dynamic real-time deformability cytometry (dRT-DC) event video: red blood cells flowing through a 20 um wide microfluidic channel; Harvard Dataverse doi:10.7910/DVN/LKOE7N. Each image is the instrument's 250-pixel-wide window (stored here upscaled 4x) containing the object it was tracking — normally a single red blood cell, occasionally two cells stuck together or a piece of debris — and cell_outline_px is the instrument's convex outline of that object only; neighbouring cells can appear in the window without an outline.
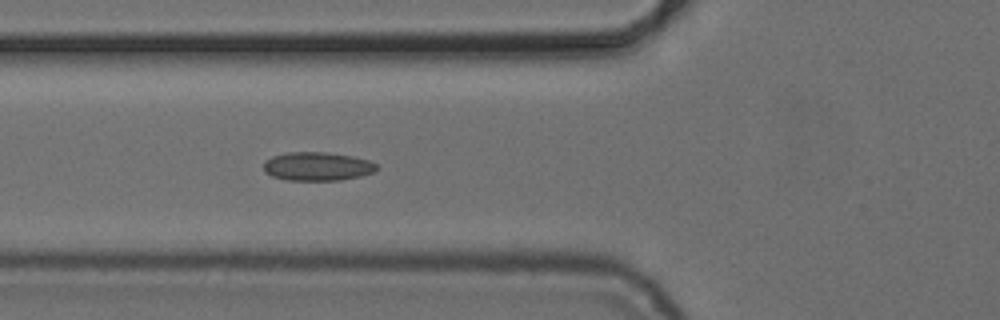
{"species": "common noctule bat (a hibernating species)", "species_latin": "Nyctalus noctula", "temperature_condition": "cold", "stored_images_in_passage": 5, "camera_frame_rate_fps": 3000, "um_per_image_px": 0.085, "animal": {"sex": "female", "body_mass_g": 24.6, "forearm_length_mm": 56.2}, "frame": {"image": 1, "passage_image": 5, "time_ms": 4.667, "image_size_px": [1000, 320], "cell_outline_px": [[380, 168], [372, 172], [360, 176], [340, 180], [288, 180], [272, 176], [264, 172], [264, 160], [272, 156], [284, 152], [328, 152], [352, 156], [368, 160], [380, 164]], "centroid_in_image_um": [26.98, 14.13], "position_along_channel_um": 98.8, "area_um2": 19.07}}